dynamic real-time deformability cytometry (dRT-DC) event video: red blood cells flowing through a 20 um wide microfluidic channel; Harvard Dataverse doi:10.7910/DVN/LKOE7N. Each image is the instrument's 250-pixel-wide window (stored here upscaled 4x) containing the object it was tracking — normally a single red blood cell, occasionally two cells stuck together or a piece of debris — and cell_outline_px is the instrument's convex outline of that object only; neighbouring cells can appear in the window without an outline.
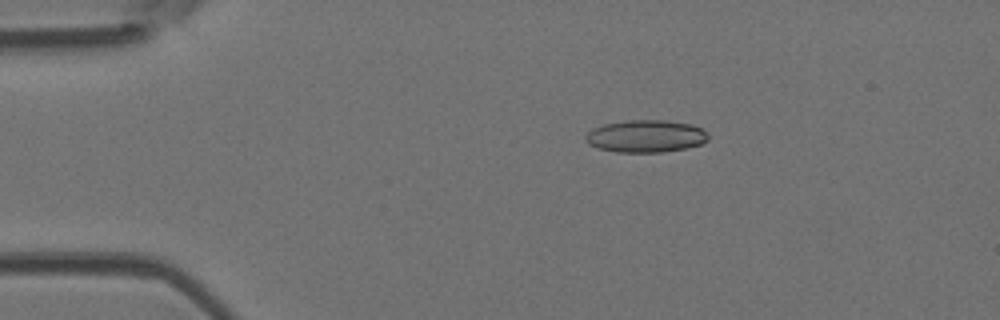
{"species": "Egyptian fruit bat (a non-hibernating species)", "species_latin": "Rousettus aegyptiacus", "temperature_condition": "room temperature", "stored_images_in_passage": 5, "camera_frame_rate_fps": 3000, "um_per_image_px": 0.085, "animal": {"sex": "female"}, "frame": {"image": 1, "passage_image": 3, "time_ms": 0.667, "image_size_px": [1000, 320], "cell_outline_px": [[708, 140], [700, 144], [684, 148], [660, 152], [616, 152], [600, 148], [588, 144], [584, 140], [584, 136], [592, 128], [604, 124], [628, 120], [664, 120], [692, 124], [708, 132]], "centroid_in_image_um": [54.87, 11.57], "position_along_channel_um": 30.1, "area_um2": 23.12}}
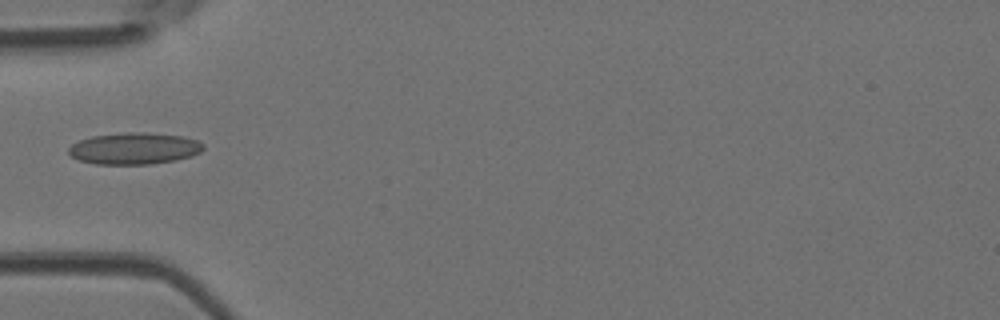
{"frame": {"image": 2, "passage_image": 5, "time_ms": 1.333, "image_size_px": [1000, 320], "cell_outline_px": [[204, 148], [200, 152], [192, 156], [176, 160], [152, 164], [96, 164], [80, 160], [72, 156], [68, 152], [68, 148], [72, 144], [80, 140], [92, 136], [128, 132], [148, 132], [184, 136], [200, 140], [204, 144]], "centroid_in_image_um": [11.47, 12.61], "position_along_channel_um": 73.5, "area_um2": 25.03}}